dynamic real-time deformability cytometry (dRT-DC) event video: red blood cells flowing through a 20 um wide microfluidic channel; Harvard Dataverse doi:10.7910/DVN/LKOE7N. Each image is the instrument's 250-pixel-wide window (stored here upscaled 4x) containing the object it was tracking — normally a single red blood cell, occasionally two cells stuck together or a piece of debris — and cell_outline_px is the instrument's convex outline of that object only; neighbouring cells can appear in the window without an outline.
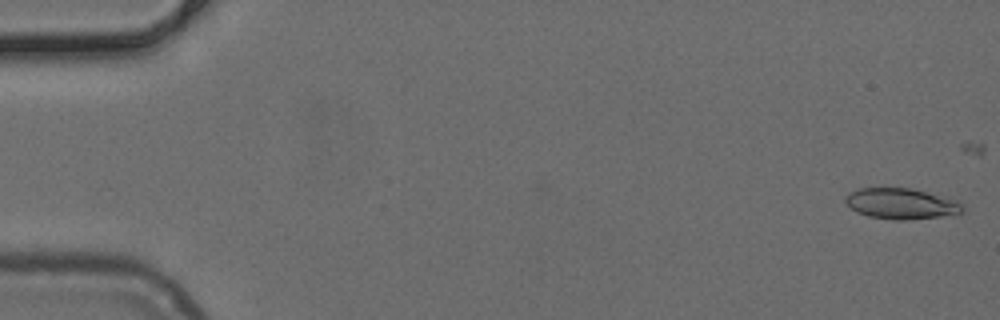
{"species": "common noctule bat (a hibernating species)", "species_latin": "Nyctalus noctula", "temperature_condition": "cold", "stored_images_in_passage": 17, "camera_frame_rate_fps": 3000, "um_per_image_px": 0.085, "animal": {"sex": "female", "body_mass_g": 24.6, "forearm_length_mm": 56.2}, "frame": {"image": 1, "passage_image": 1, "time_ms": 0.0, "image_size_px": [1000, 320], "cell_outline_px": [[964, 212], [940, 216], [904, 220], [892, 220], [868, 216], [856, 212], [844, 200], [848, 192], [856, 188], [908, 188], [948, 196], [964, 204]], "centroid_in_image_um": [76.62, 17.3], "position_along_channel_um": 8.4, "area_um2": 21.21}}
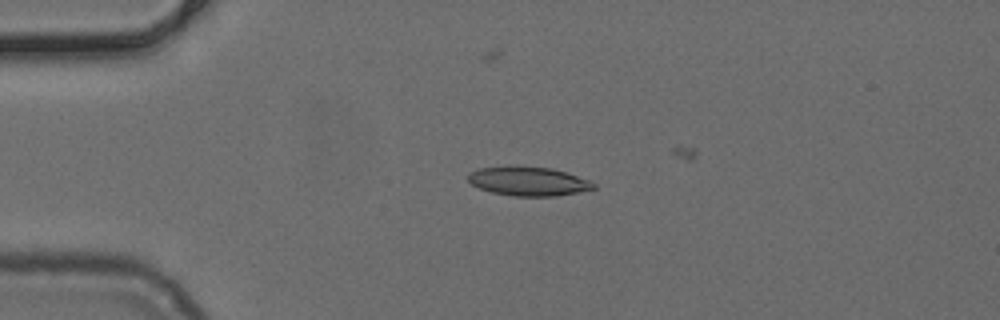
{"frame": {"image": 2, "passage_image": 12, "time_ms": 3.667, "image_size_px": [1000, 320], "cell_outline_px": [[596, 188], [556, 196], [512, 196], [492, 192], [480, 188], [472, 184], [468, 180], [468, 172], [480, 168], [516, 164], [552, 168], [588, 180], [596, 184]], "centroid_in_image_um": [44.86, 15.38], "position_along_channel_um": 40.1, "area_um2": 21.44}}